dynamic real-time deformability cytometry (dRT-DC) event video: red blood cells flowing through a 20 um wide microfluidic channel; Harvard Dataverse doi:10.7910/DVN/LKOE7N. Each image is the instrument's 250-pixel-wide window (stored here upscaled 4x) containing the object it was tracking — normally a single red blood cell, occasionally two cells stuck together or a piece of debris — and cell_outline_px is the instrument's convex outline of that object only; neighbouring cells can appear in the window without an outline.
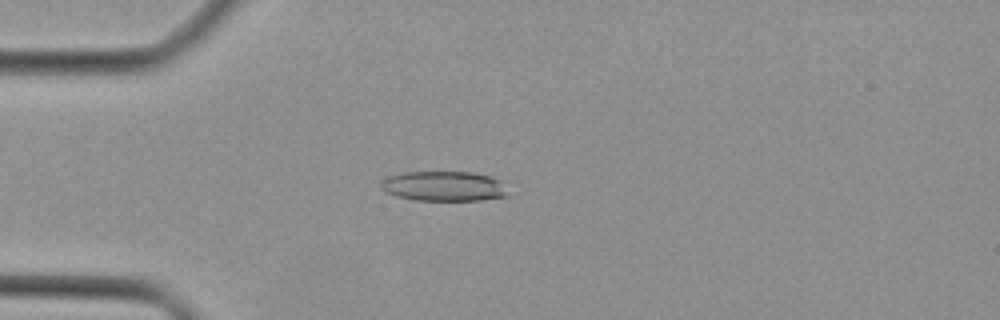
{"species": "Egyptian fruit bat (a non-hibernating species)", "species_latin": "Rousettus aegyptiacus", "temperature_condition": "cold", "stored_images_in_passage": 44, "camera_frame_rate_fps": 3000, "um_per_image_px": 0.085, "animal": {"sex": "female"}, "frame": {"image": 1, "passage_image": 12, "time_ms": 3.667, "image_size_px": [1000, 320], "cell_outline_px": [[512, 196], [480, 200], [416, 200], [396, 196], [384, 192], [380, 188], [380, 184], [388, 176], [404, 172], [472, 172], [492, 176], [500, 180]], "centroid_in_image_um": [37.77, 15.83], "position_along_channel_um": 47.2, "area_um2": 22.43}}
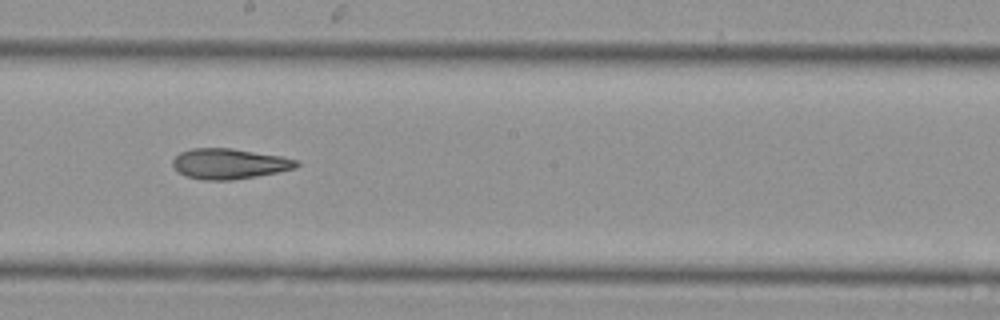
{"frame": {"image": 2, "passage_image": 25, "time_ms": 8.0, "image_size_px": [1000, 320], "cell_outline_px": [[300, 164], [296, 168], [256, 176], [232, 180], [204, 180], [184, 176], [172, 164], [172, 160], [180, 152], [192, 148], [232, 148], [280, 156], [300, 160]], "centroid_in_image_um": [19.49, 13.91], "position_along_channel_um": 228.7, "area_um2": 21.91}}
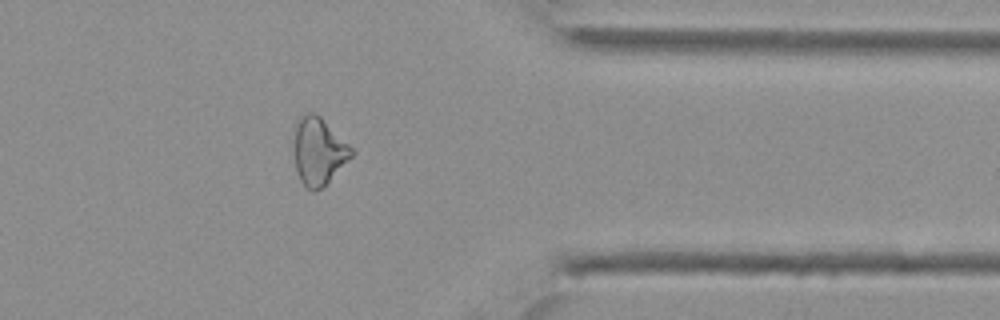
{"frame": {"image": 3, "passage_image": 36, "time_ms": 11.667, "image_size_px": [1000, 320], "cell_outline_px": [[356, 152], [316, 192], [312, 192], [300, 180], [296, 168], [292, 128], [296, 120], [304, 112], [316, 112]], "centroid_in_image_um": [27.02, 12.79], "position_along_channel_um": 384.4, "area_um2": 22.54}}